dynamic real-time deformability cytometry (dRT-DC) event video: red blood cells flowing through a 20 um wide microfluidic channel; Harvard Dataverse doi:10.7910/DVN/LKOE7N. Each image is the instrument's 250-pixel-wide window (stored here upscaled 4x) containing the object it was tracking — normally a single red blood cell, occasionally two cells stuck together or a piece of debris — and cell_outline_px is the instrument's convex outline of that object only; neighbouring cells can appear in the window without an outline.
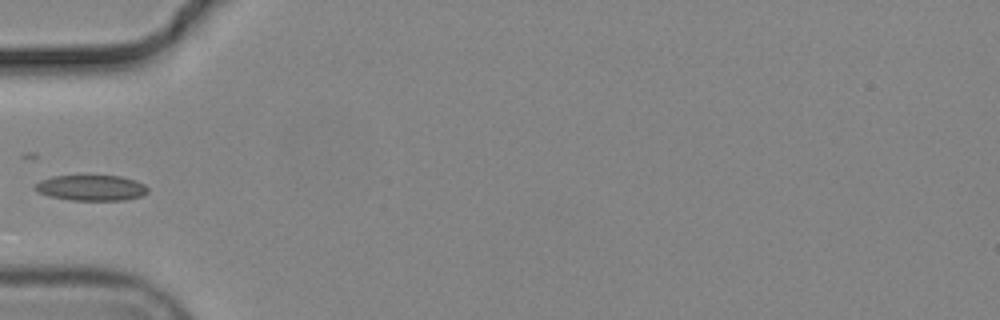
{"species": "common noctule bat (a hibernating species)", "species_latin": "Nyctalus noctula", "temperature_condition": "cold", "stored_images_in_passage": 6, "camera_frame_rate_fps": 3000, "um_per_image_px": 0.085, "animal": {"sex": "male", "body_mass_g": 19.2, "forearm_length_mm": 51.8}, "frame": {"image": 1, "passage_image": 1, "time_ms": 0.0, "image_size_px": [1000, 320], "cell_outline_px": [[148, 192], [144, 196], [124, 200], [68, 200], [48, 196], [32, 188], [40, 180], [52, 176], [120, 176], [136, 180], [144, 184], [148, 188]], "centroid_in_image_um": [7.77, 15.97], "position_along_channel_um": 77.2, "area_um2": 16.94}}